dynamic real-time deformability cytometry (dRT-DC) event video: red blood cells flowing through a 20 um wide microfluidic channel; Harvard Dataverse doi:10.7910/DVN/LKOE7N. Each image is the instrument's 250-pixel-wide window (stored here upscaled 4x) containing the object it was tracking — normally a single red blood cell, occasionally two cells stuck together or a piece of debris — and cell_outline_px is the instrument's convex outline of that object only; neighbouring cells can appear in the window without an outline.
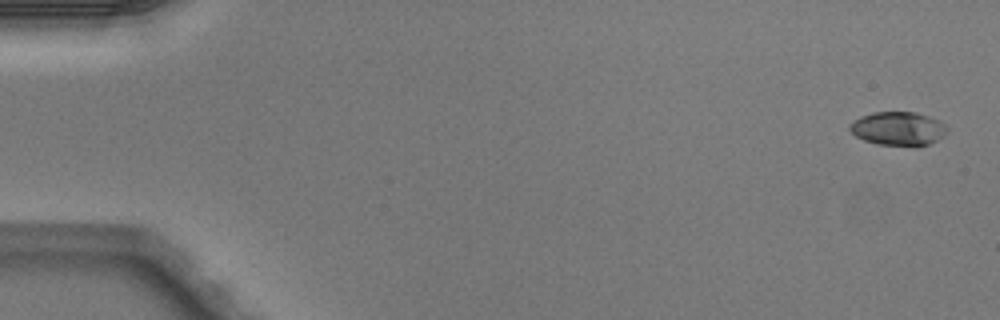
{"species": "Egyptian fruit bat (a non-hibernating species)", "species_latin": "Rousettus aegyptiacus", "temperature_condition": "warm", "stored_images_in_passage": 5, "camera_frame_rate_fps": 3000, "um_per_image_px": 0.085, "animal": {"sex": "male"}, "frame": {"image": 1, "passage_image": 1, "time_ms": 0.0, "image_size_px": [1000, 320], "cell_outline_px": [[948, 132], [944, 136], [928, 144], [916, 148], [880, 144], [864, 140], [856, 136], [848, 128], [848, 124], [860, 116], [872, 112], [916, 112], [928, 116], [944, 124], [948, 128]], "centroid_in_image_um": [76.34, 10.95], "position_along_channel_um": 8.7, "area_um2": 19.42}}
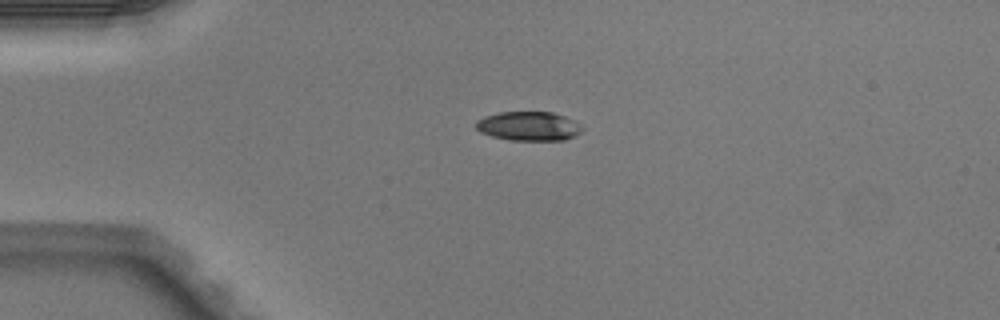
{"frame": {"image": 2, "passage_image": 4, "time_ms": 1.0, "image_size_px": [1000, 320], "cell_outline_px": [[584, 128], [576, 136], [564, 140], [512, 140], [492, 136], [480, 132], [476, 128], [476, 120], [484, 116], [500, 112], [552, 112], [576, 120]], "centroid_in_image_um": [44.97, 10.72], "position_along_channel_um": 40.0, "area_um2": 18.15}}